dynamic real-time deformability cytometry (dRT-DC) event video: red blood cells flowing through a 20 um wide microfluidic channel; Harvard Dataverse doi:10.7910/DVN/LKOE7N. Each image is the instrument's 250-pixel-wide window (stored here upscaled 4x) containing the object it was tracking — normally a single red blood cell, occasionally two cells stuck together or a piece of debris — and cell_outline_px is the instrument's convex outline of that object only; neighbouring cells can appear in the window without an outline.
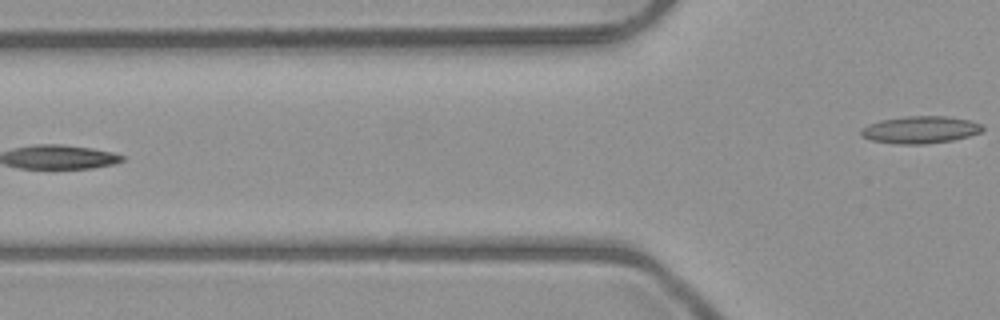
{"species": "common noctule bat (a hibernating species)", "species_latin": "Nyctalus noctula", "temperature_condition": "room temperature", "stored_images_in_passage": 5, "camera_frame_rate_fps": 3000, "um_per_image_px": 0.085, "animal": {"sex": "male", "body_mass_g": 23.1, "forearm_length_mm": 52.7}, "frame": {"image": 1, "passage_image": 5, "time_ms": 5.667, "image_size_px": [1000, 320], "cell_outline_px": [[984, 128], [980, 132], [968, 136], [952, 140], [928, 144], [896, 144], [872, 140], [860, 136], [860, 128], [868, 124], [880, 120], [904, 116], [944, 116], [972, 120], [984, 124]], "centroid_in_image_um": [78.22, 11.02], "position_along_channel_um": 47.6, "area_um2": 19.54}}